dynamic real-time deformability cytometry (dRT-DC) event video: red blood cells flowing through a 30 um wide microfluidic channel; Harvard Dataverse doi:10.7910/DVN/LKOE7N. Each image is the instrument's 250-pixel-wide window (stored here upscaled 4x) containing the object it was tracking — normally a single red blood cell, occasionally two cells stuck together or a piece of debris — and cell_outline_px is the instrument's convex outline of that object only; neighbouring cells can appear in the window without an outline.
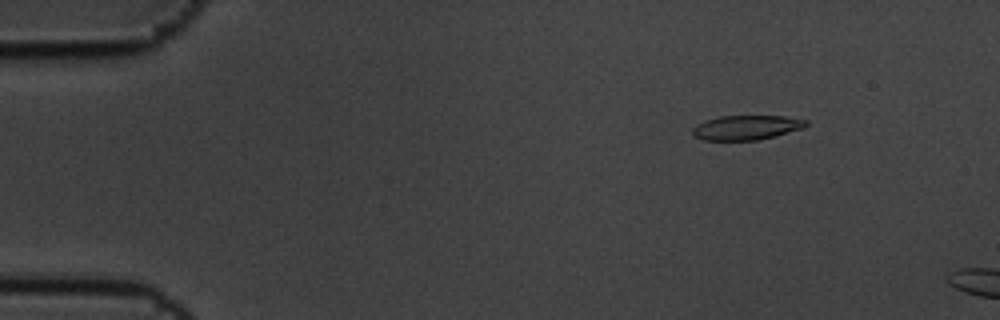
{"species": "common noctule bat (a hibernating species)", "species_latin": "Nyctalus noctula", "temperature_condition": "cold", "stored_images_in_passage": 5, "camera_frame_rate_fps": 3000, "um_per_image_px": 0.085, "animal": {"sex": "male", "body_mass_g": 19.5, "forearm_length_mm": 54.6}, "frame": {"image": 1, "passage_image": 3, "time_ms": 0.667, "image_size_px": [1000, 320], "cell_outline_px": [[808, 124], [804, 128], [776, 136], [756, 140], [704, 140], [692, 136], [692, 128], [696, 124], [720, 116], [784, 116], [808, 120]], "centroid_in_image_um": [63.45, 10.84], "position_along_channel_um": 21.5, "area_um2": 16.3}}